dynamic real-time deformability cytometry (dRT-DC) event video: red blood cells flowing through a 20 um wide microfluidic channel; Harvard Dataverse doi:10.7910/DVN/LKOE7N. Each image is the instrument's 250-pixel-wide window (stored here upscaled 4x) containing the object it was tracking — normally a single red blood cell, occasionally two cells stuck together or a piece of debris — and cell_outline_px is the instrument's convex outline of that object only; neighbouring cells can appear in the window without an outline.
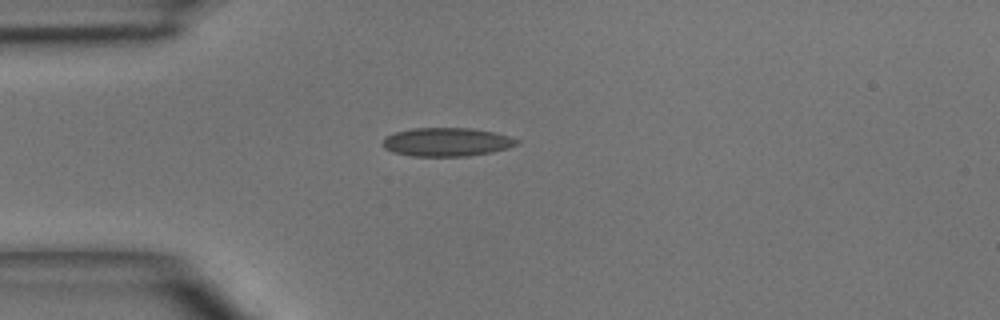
{"species": "common noctule bat (a hibernating species)", "species_latin": "Nyctalus noctula", "temperature_condition": "room temperature", "stored_images_in_passage": 1, "camera_frame_rate_fps": 3000, "um_per_image_px": 0.085, "animal": {"sex": "male", "body_mass_g": 15.6}, "frame": {"image": 1, "passage_image": 1, "time_ms": 0.0, "image_size_px": [1000, 320], "cell_outline_px": [[520, 144], [508, 148], [492, 152], [468, 156], [412, 156], [392, 152], [384, 148], [384, 136], [396, 132], [412, 128], [472, 128], [492, 132], [508, 136], [520, 140]], "centroid_in_image_um": [37.98, 12.07], "position_along_channel_um": 47.0, "area_um2": 22.37}}